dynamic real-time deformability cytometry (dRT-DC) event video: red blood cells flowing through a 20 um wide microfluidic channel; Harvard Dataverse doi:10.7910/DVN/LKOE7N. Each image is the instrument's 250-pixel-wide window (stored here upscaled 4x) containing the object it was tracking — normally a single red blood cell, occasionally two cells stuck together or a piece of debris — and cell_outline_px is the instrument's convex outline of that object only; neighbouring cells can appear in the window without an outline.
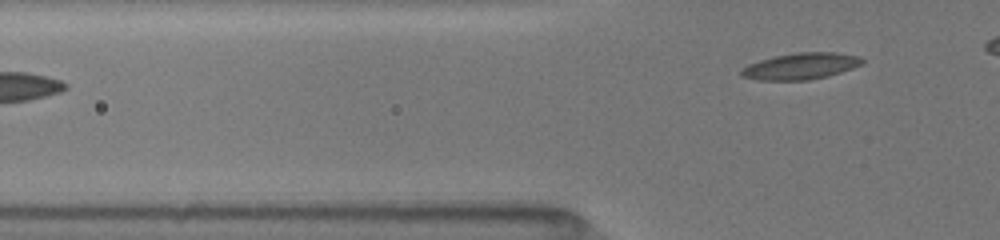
{"species": "common noctule bat (a hibernating species)", "species_latin": "Nyctalus noctula", "temperature_condition": "room temperature", "stored_images_in_passage": 5, "camera_frame_rate_fps": 3000, "um_per_image_px": 0.085, "animal": {"sex": "female", "body_mass_g": 19.5, "forearm_length_mm": 54.1}, "frame": {"image": 1, "passage_image": 5, "time_ms": 3.333, "image_size_px": [1000, 240], "cell_outline_px": [[864, 64], [828, 76], [808, 80], [760, 80], [740, 76], [740, 68], [748, 64], [760, 60], [776, 56], [796, 52], [836, 52], [860, 56], [864, 60]], "centroid_in_image_um": [68.07, 5.62], "position_along_channel_um": 57.7, "area_um2": 18.73}}